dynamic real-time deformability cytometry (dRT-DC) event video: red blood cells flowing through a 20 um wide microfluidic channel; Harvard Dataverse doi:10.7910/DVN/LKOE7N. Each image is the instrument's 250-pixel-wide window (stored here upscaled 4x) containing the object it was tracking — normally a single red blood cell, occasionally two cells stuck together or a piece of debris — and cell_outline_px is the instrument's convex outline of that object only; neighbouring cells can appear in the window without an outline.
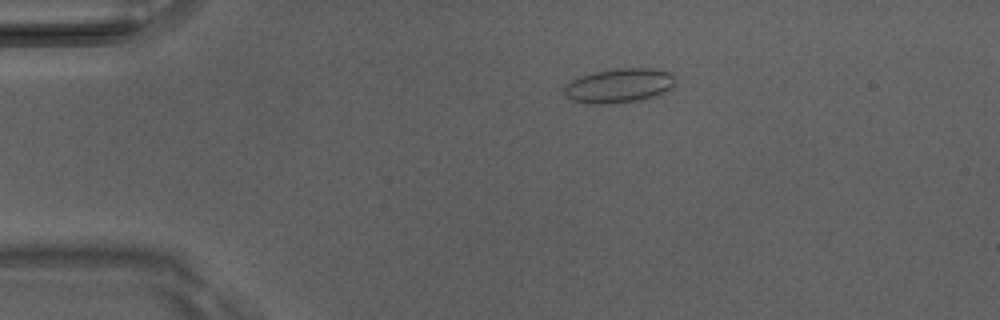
{"species": "Egyptian fruit bat (a non-hibernating species)", "species_latin": "Rousettus aegyptiacus", "temperature_condition": "room temperature", "stored_images_in_passage": 32, "camera_frame_rate_fps": 3000, "um_per_image_px": 0.085, "animal": {"sex": "male"}, "frame": {"image": 1, "passage_image": 1, "time_ms": 0.0, "image_size_px": [1000, 320], "cell_outline_px": [[676, 84], [672, 88], [660, 96], [636, 100], [600, 104], [588, 104], [572, 100], [564, 92], [564, 88], [572, 80], [580, 76], [592, 72], [616, 68], [652, 68], [672, 72], [676, 76]], "centroid_in_image_um": [52.71, 7.26], "position_along_channel_um": 32.3, "area_um2": 22.48}}